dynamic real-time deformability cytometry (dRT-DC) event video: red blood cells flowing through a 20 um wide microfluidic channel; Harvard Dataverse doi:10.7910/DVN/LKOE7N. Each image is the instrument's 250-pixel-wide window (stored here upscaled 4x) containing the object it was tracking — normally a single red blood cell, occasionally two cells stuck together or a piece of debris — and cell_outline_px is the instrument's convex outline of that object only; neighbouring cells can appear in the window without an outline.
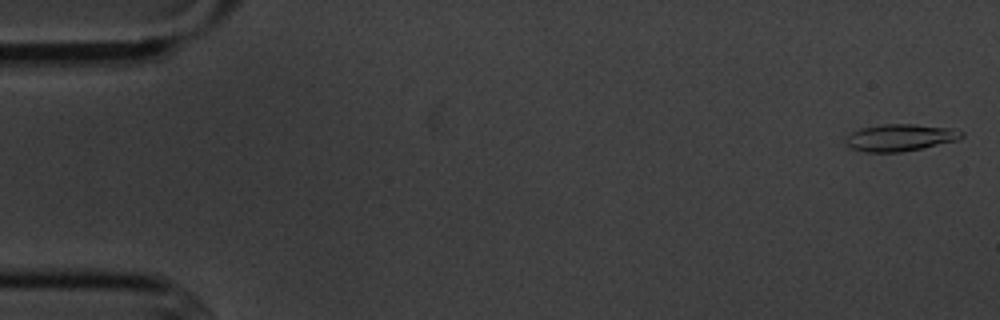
{"species": "common noctule bat (a hibernating species)", "species_latin": "Nyctalus noctula", "temperature_condition": "cold", "stored_images_in_passage": 5, "camera_frame_rate_fps": 3000, "um_per_image_px": 0.085, "animal": {"sex": "male", "body_mass_g": 20.1, "forearm_length_mm": 53.5}, "frame": {"image": 1, "passage_image": 1, "time_ms": 0.0, "image_size_px": [1000, 320], "cell_outline_px": [[964, 136], [956, 140], [920, 148], [900, 152], [864, 152], [852, 148], [844, 140], [844, 136], [860, 128], [884, 124], [916, 124], [952, 128], [964, 132]], "centroid_in_image_um": [76.48, 11.68], "position_along_channel_um": 8.5, "area_um2": 18.15}}
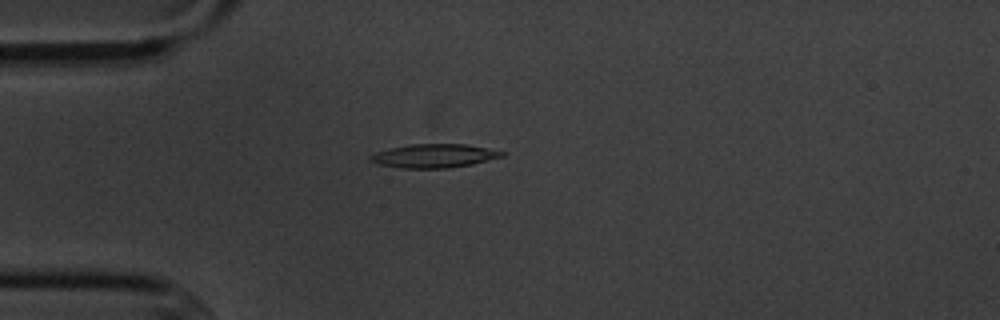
{"frame": {"image": 2, "passage_image": 4, "time_ms": 4.333, "image_size_px": [1000, 320], "cell_outline_px": [[504, 156], [472, 164], [448, 168], [404, 168], [380, 164], [368, 160], [368, 156], [376, 152], [388, 148], [412, 144], [468, 144], [488, 148], [504, 152]], "centroid_in_image_um": [36.88, 13.24], "position_along_channel_um": 48.1, "area_um2": 18.09}}